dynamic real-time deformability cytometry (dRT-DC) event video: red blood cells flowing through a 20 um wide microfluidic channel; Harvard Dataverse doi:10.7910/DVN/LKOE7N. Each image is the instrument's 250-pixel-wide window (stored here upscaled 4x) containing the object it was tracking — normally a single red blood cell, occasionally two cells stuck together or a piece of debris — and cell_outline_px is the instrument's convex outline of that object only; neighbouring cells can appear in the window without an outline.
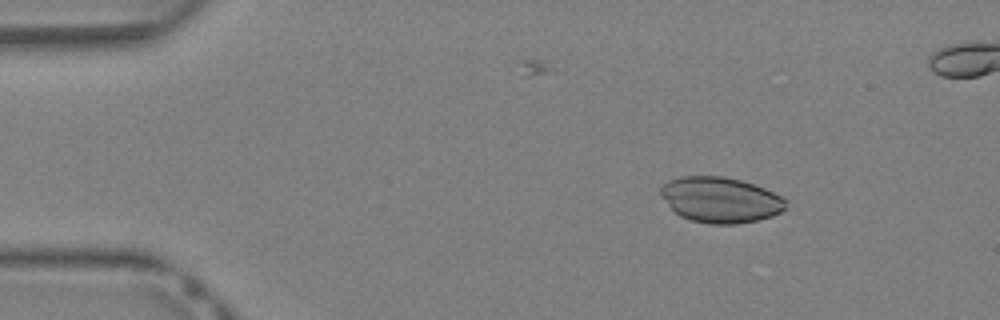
{"species": "Egyptian fruit bat (a non-hibernating species)", "species_latin": "Rousettus aegyptiacus", "temperature_condition": "warm", "stored_images_in_passage": 39, "camera_frame_rate_fps": 3000, "um_per_image_px": 0.085, "animal": {"sex": "female"}, "frame": {"image": 1, "passage_image": 6, "time_ms": 1.667, "image_size_px": [1000, 320], "cell_outline_px": [[784, 208], [780, 212], [772, 216], [756, 220], [736, 224], [708, 224], [692, 220], [680, 216], [660, 196], [660, 188], [668, 180], [680, 176], [724, 176], [740, 180], [764, 188], [780, 196], [784, 200]], "centroid_in_image_um": [61.18, 16.98], "position_along_channel_um": 23.8, "area_um2": 32.95}}
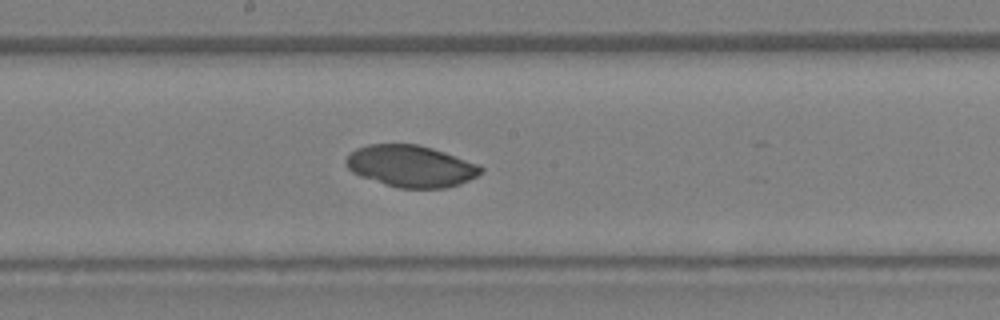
{"frame": {"image": 2, "passage_image": 22, "time_ms": 7.0, "image_size_px": [1000, 320], "cell_outline_px": [[484, 168], [476, 176], [460, 184], [444, 188], [400, 188], [384, 184], [360, 176], [352, 172], [348, 168], [344, 160], [356, 148], [368, 144], [416, 144], [432, 148], [480, 164]], "centroid_in_image_um": [34.92, 14.12], "position_along_channel_um": 213.3, "area_um2": 32.71}}
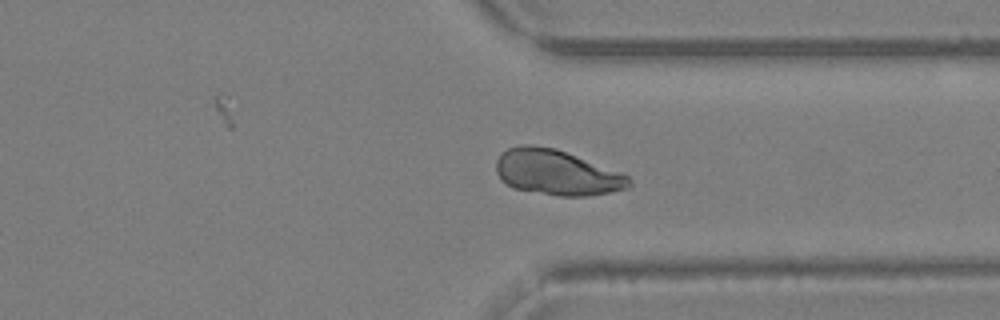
{"frame": {"image": 3, "passage_image": 31, "time_ms": 10.0, "image_size_px": [1000, 320], "cell_outline_px": [[632, 184], [628, 188], [588, 196], [556, 196], [512, 188], [500, 180], [496, 172], [496, 160], [500, 152], [508, 148], [520, 144], [532, 144], [556, 148], [620, 172], [628, 176], [632, 180]], "centroid_in_image_um": [47.27, 14.65], "position_along_channel_um": 364.1, "area_um2": 35.43}}